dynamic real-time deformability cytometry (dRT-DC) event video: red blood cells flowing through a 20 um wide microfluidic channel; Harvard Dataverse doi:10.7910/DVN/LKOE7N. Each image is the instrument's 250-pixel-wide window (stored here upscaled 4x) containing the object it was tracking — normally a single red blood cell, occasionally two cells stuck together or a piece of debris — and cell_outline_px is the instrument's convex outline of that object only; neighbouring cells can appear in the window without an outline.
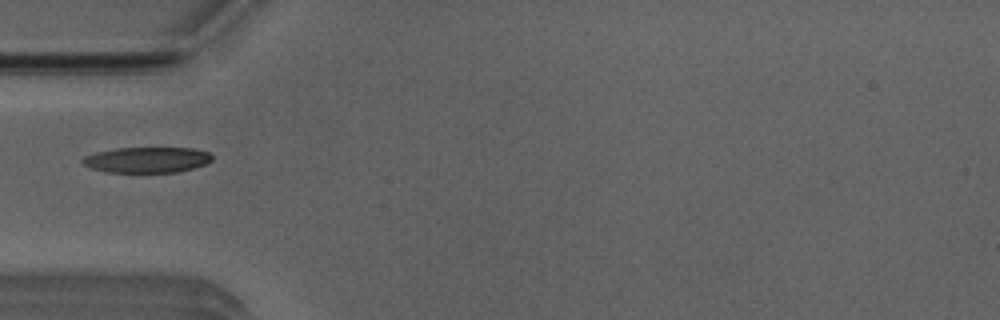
{"species": "Egyptian fruit bat (a non-hibernating species)", "species_latin": "Rousettus aegyptiacus", "temperature_condition": "room temperature", "stored_images_in_passage": 2, "camera_frame_rate_fps": 3000, "um_per_image_px": 0.085, "animal": {"sex": "male"}, "frame": {"image": 1, "passage_image": 1, "time_ms": 0.0, "image_size_px": [1000, 320], "cell_outline_px": [[212, 160], [204, 164], [192, 168], [176, 172], [104, 172], [92, 168], [84, 164], [80, 160], [84, 156], [96, 152], [116, 148], [192, 148], [208, 152], [212, 156]], "centroid_in_image_um": [12.46, 13.58], "position_along_channel_um": 72.5, "area_um2": 19.25}}